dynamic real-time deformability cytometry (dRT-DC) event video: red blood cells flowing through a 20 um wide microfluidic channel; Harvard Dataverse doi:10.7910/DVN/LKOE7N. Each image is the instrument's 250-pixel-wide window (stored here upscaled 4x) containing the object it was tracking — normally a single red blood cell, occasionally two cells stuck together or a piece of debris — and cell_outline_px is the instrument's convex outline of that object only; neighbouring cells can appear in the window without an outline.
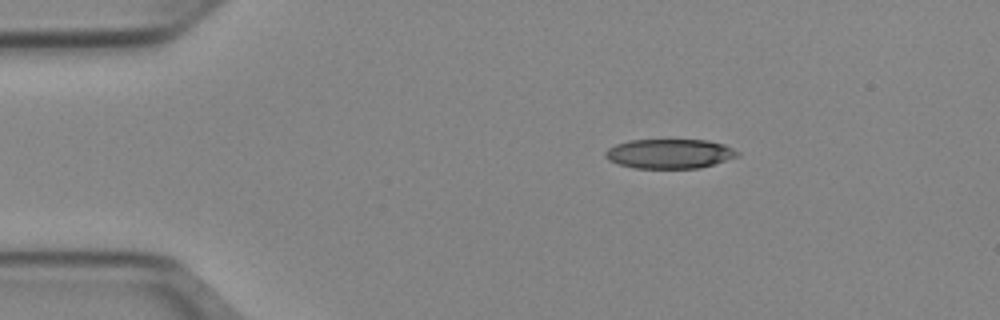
{"species": "Egyptian fruit bat (a non-hibernating species)", "species_latin": "Rousettus aegyptiacus", "temperature_condition": "cold", "stored_images_in_passage": 43, "camera_frame_rate_fps": 3000, "um_per_image_px": 0.085, "animal": {"sex": "female"}, "frame": {"image": 1, "passage_image": 1, "time_ms": 0.0, "image_size_px": [1000, 320], "cell_outline_px": [[740, 156], [700, 168], [636, 168], [620, 164], [608, 160], [604, 156], [604, 152], [608, 148], [616, 144], [628, 140], [708, 140], [724, 144], [740, 152]], "centroid_in_image_um": [56.92, 13.06], "position_along_channel_um": 28.1, "area_um2": 22.77}}
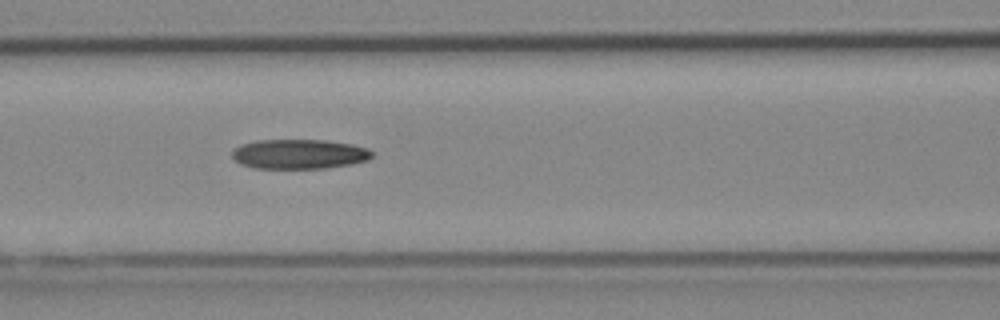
{"frame": {"image": 2, "passage_image": 14, "time_ms": 4.333, "image_size_px": [1000, 320], "cell_outline_px": [[376, 152], [368, 160], [352, 164], [324, 168], [252, 168], [240, 164], [232, 156], [232, 148], [240, 144], [256, 140], [324, 140], [352, 144], [368, 148]], "centroid_in_image_um": [25.43, 13.09], "position_along_channel_um": 141.2, "area_um2": 24.45}}
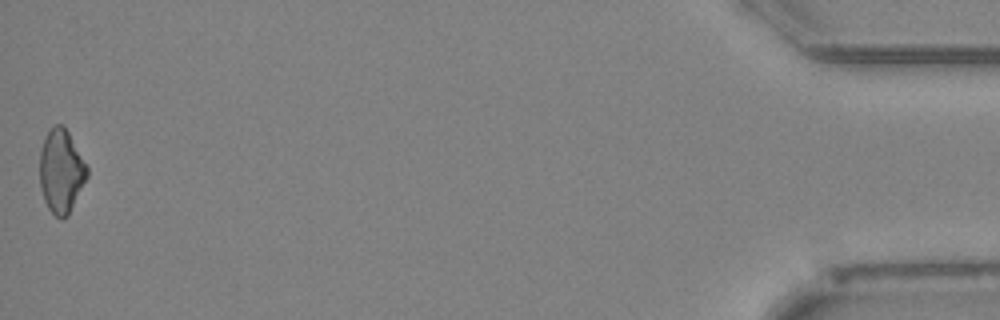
{"frame": {"image": 3, "passage_image": 43, "time_ms": 14.0, "image_size_px": [1000, 320], "cell_outline_px": [[88, 176], [68, 216], [64, 220], [60, 220], [48, 208], [44, 200], [40, 188], [40, 148], [48, 128], [56, 124], [64, 124], [88, 168]], "centroid_in_image_um": [5.19, 14.54], "position_along_channel_um": 430.0, "area_um2": 23.29}}